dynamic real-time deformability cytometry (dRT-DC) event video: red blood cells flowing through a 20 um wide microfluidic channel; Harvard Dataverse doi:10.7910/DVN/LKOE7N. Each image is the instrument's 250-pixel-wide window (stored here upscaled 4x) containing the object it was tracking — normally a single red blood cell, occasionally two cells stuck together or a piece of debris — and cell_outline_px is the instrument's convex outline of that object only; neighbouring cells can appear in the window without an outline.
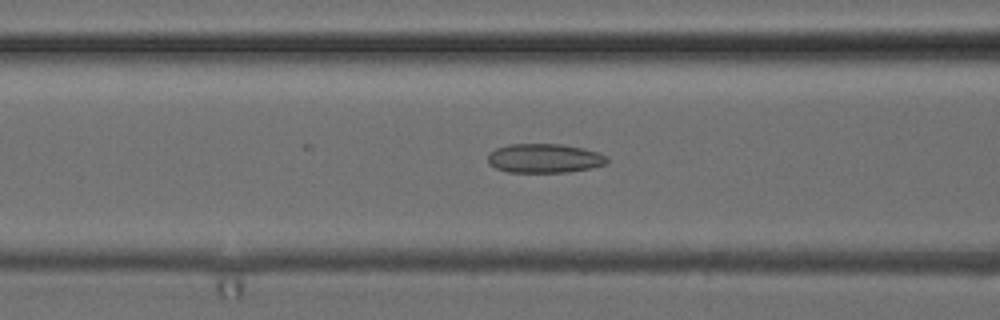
{"species": "common noctule bat (a hibernating species)", "species_latin": "Nyctalus noctula", "temperature_condition": "cold", "stored_images_in_passage": 52, "camera_frame_rate_fps": 3000, "um_per_image_px": 0.085, "animal": {"sex": "female", "body_mass_g": 24.6, "forearm_length_mm": 56.2}, "frame": {"image": 1, "passage_image": 21, "time_ms": 6.667, "image_size_px": [1000, 320], "cell_outline_px": [[608, 164], [592, 168], [568, 172], [508, 172], [496, 168], [488, 164], [488, 156], [496, 148], [508, 144], [564, 144], [584, 148], [608, 156]], "centroid_in_image_um": [46.31, 13.45], "position_along_channel_um": 120.3, "area_um2": 20.4}}
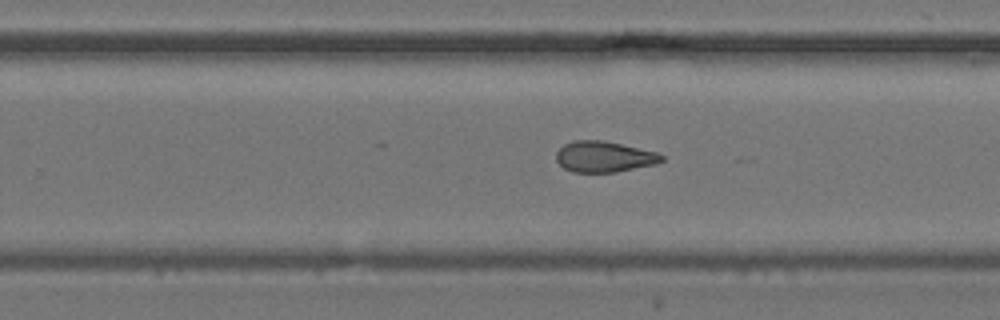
{"frame": {"image": 2, "passage_image": 33, "time_ms": 10.667, "image_size_px": [1000, 320], "cell_outline_px": [[664, 160], [656, 164], [616, 172], [572, 172], [564, 168], [556, 160], [556, 152], [564, 144], [572, 140], [604, 140], [656, 152], [664, 156]], "centroid_in_image_um": [51.34, 13.32], "position_along_channel_um": 278.5, "area_um2": 19.02}}
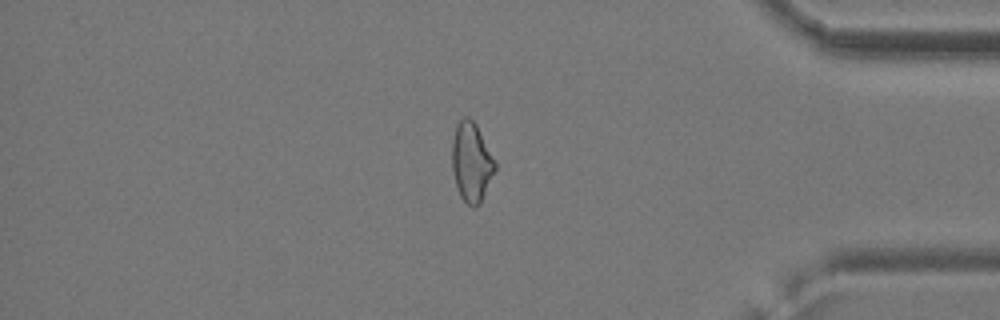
{"frame": {"image": 3, "passage_image": 44, "time_ms": 14.333, "image_size_px": [1000, 320], "cell_outline_px": [[496, 168], [480, 204], [476, 208], [472, 208], [460, 196], [456, 184], [452, 168], [452, 140], [456, 124], [464, 116], [468, 116], [476, 124], [496, 164]], "centroid_in_image_um": [40.06, 13.78], "position_along_channel_um": 395.1, "area_um2": 19.71}, "authors_computed_cell_mechanics": {"area_um2": 20.2589, "velocity_mm_per_s": 3.959, "shape_relaxation_time_tau1_ms": null, "shape_relaxation_time_tau2_ms": 3.6386, "deformation_change_tau1": null, "deformation_change_tau2": 0.1112}}